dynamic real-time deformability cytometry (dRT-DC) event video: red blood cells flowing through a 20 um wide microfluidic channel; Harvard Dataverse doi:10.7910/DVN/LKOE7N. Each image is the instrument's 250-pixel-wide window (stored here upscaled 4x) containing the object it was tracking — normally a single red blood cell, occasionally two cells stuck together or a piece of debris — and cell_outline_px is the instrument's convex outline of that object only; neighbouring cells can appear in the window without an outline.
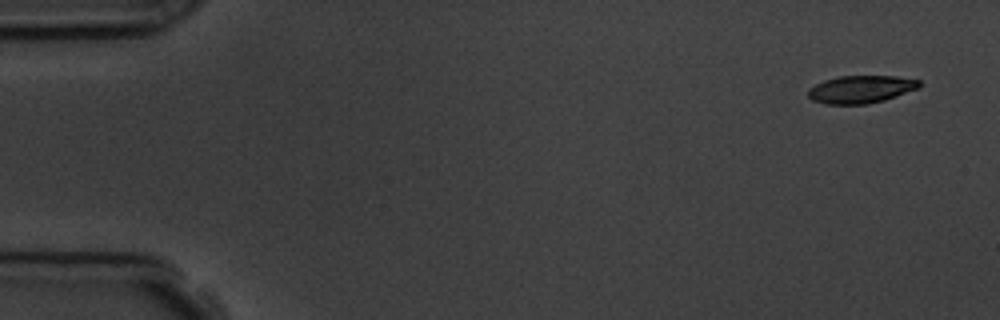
{"species": "common noctule bat (a hibernating species)", "species_latin": "Nyctalus noctula", "temperature_condition": "room temperature", "stored_images_in_passage": 6, "camera_frame_rate_fps": 3000, "um_per_image_px": 0.085, "animal": {"sex": "male", "body_mass_g": 19.5, "forearm_length_mm": 54.6}, "frame": {"image": 1, "passage_image": 1, "time_ms": 0.0, "image_size_px": [1000, 320], "cell_outline_px": [[920, 88], [884, 100], [868, 104], [824, 104], [812, 100], [808, 96], [808, 88], [824, 80], [840, 76], [896, 76], [920, 80]], "centroid_in_image_um": [73.17, 7.59], "position_along_channel_um": 11.8, "area_um2": 17.98}}
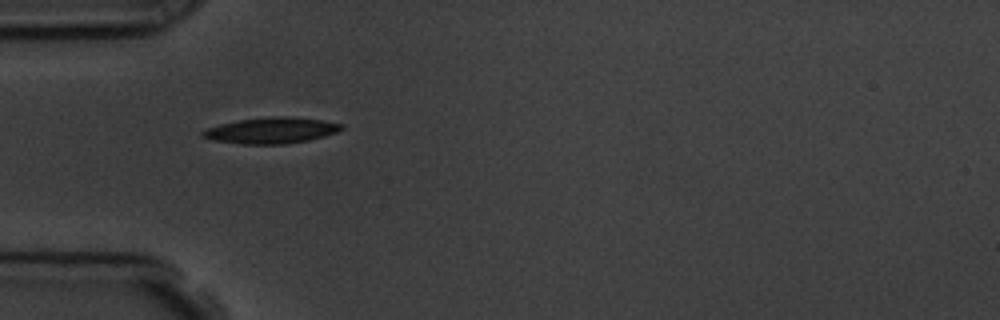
{"frame": {"image": 2, "passage_image": 5, "time_ms": 4.667, "image_size_px": [1000, 320], "cell_outline_px": [[344, 128], [336, 132], [324, 136], [308, 140], [288, 144], [240, 144], [212, 140], [200, 136], [200, 132], [208, 128], [220, 124], [240, 120], [276, 116], [288, 116], [320, 120], [344, 124]], "centroid_in_image_um": [23.05, 11.1], "position_along_channel_um": 62.0, "area_um2": 20.98}}
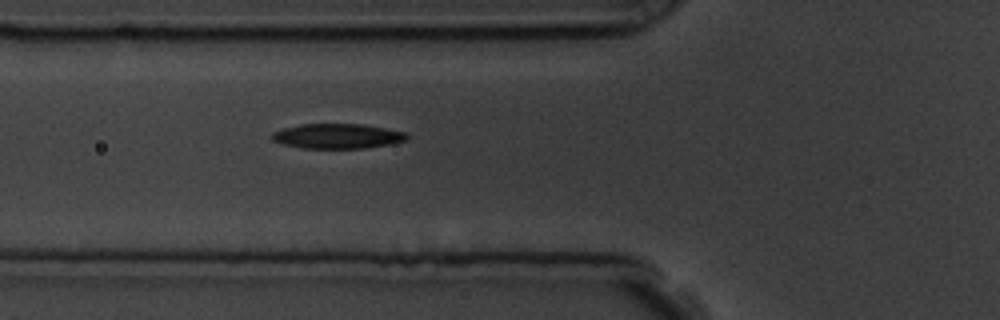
{"frame": {"image": 3, "passage_image": 6, "time_ms": 5.667, "image_size_px": [1000, 320], "cell_outline_px": [[408, 140], [392, 144], [364, 148], [300, 148], [284, 144], [272, 140], [272, 132], [284, 128], [300, 124], [360, 124], [384, 128], [404, 132], [408, 136]], "centroid_in_image_um": [28.68, 11.57], "position_along_channel_um": 97.1, "area_um2": 19.48}}